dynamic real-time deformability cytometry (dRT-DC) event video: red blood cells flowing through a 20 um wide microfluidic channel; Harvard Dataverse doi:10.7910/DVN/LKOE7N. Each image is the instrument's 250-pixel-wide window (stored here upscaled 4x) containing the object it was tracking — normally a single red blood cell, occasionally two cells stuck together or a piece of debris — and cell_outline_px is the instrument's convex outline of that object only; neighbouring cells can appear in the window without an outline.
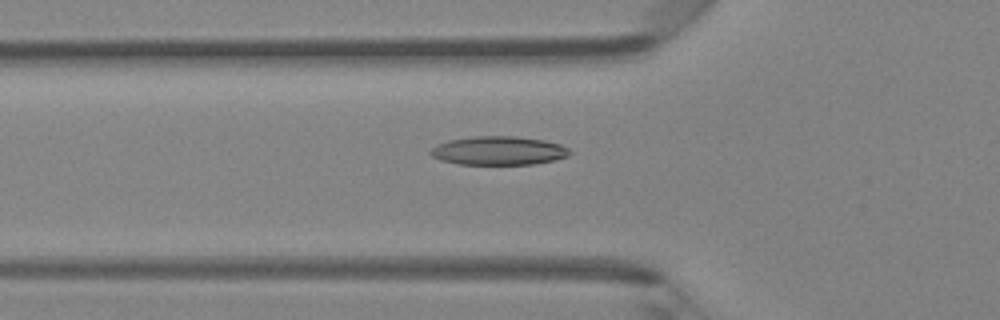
{"species": "Egyptian fruit bat (a non-hibernating species)", "species_latin": "Rousettus aegyptiacus", "temperature_condition": "room temperature", "stored_images_in_passage": 48, "camera_frame_rate_fps": 3000, "um_per_image_px": 0.085, "animal": {"sex": "female"}, "frame": {"image": 1, "passage_image": 17, "time_ms": 5.333, "image_size_px": [1000, 320], "cell_outline_px": [[572, 152], [568, 156], [556, 160], [532, 164], [460, 164], [440, 160], [432, 156], [428, 152], [436, 144], [448, 140], [472, 136], [512, 136], [544, 140], [560, 144], [568, 148]], "centroid_in_image_um": [42.37, 12.8], "position_along_channel_um": 83.4, "area_um2": 23.35}}
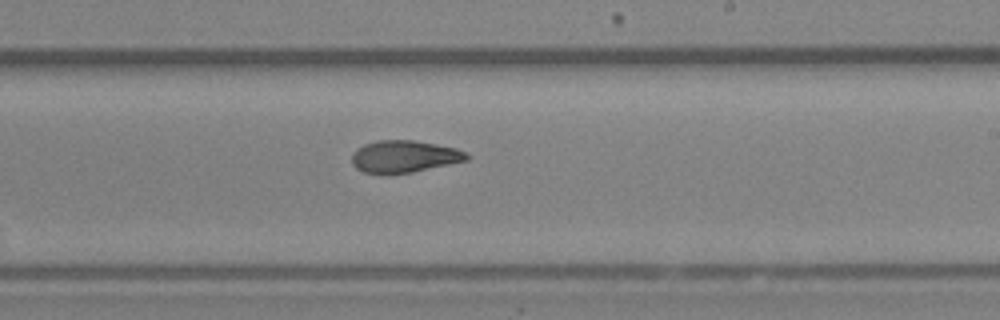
{"frame": {"image": 2, "passage_image": 29, "time_ms": 9.333, "image_size_px": [1000, 320], "cell_outline_px": [[468, 160], [412, 172], [388, 176], [380, 176], [364, 172], [356, 168], [352, 164], [352, 152], [356, 148], [364, 144], [376, 140], [412, 140], [456, 148], [464, 152], [468, 156]], "centroid_in_image_um": [34.27, 13.33], "position_along_channel_um": 254.7, "area_um2": 21.85}}
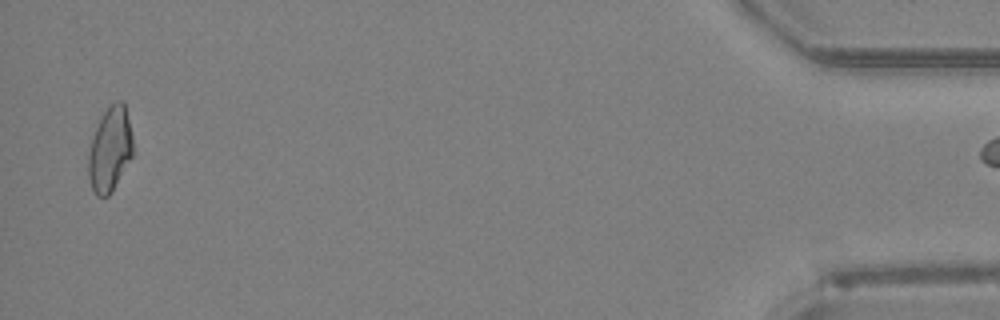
{"frame": {"image": 3, "passage_image": 47, "time_ms": 15.333, "image_size_px": [1000, 320], "cell_outline_px": [[132, 156], [112, 192], [108, 196], [96, 196], [92, 188], [88, 176], [88, 152], [92, 136], [104, 112], [116, 100], [124, 100], [132, 136]], "centroid_in_image_um": [9.34, 12.7], "position_along_channel_um": 425.9, "area_um2": 21.85}}